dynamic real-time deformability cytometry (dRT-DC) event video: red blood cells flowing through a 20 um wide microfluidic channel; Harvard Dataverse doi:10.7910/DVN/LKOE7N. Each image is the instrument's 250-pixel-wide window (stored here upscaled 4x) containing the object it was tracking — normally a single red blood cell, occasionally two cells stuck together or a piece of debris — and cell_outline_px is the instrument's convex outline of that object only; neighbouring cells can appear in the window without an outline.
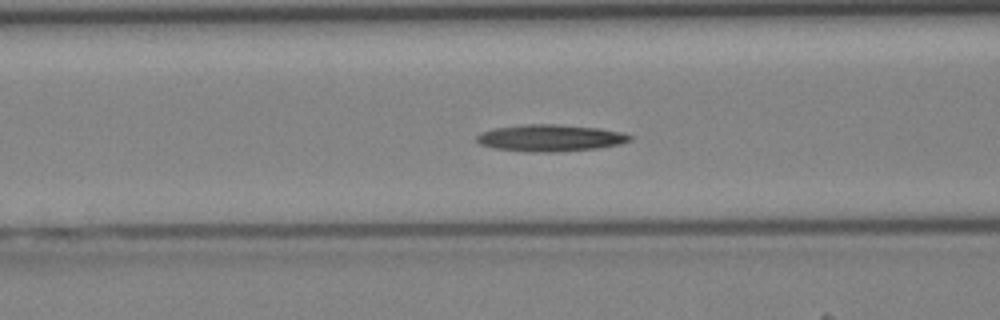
{"species": "Egyptian fruit bat (a non-hibernating species)", "species_latin": "Rousettus aegyptiacus", "temperature_condition": "cold", "stored_images_in_passage": 36, "camera_frame_rate_fps": 3000, "um_per_image_px": 0.085, "animal": {"sex": "female"}, "frame": {"image": 1, "passage_image": 13, "time_ms": 4.0, "image_size_px": [1000, 320], "cell_outline_px": [[632, 140], [620, 144], [596, 148], [552, 152], [532, 152], [496, 148], [480, 144], [476, 140], [476, 136], [480, 132], [492, 128], [524, 124], [556, 124], [600, 128], [620, 132], [632, 136]], "centroid_in_image_um": [46.75, 11.71], "position_along_channel_um": 119.9, "area_um2": 23.87}}
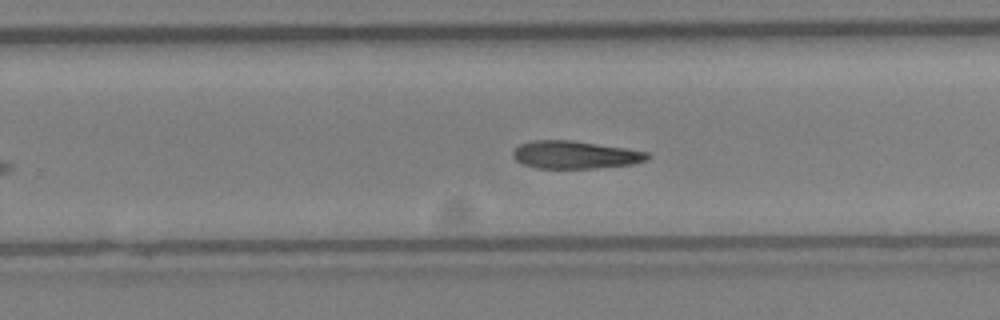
{"frame": {"image": 2, "passage_image": 23, "time_ms": 7.333, "image_size_px": [1000, 320], "cell_outline_px": [[652, 156], [648, 160], [632, 164], [592, 168], [536, 168], [524, 164], [516, 160], [512, 156], [512, 152], [520, 144], [532, 140], [572, 140], [624, 148], [648, 152]], "centroid_in_image_um": [48.88, 13.15], "position_along_channel_um": 280.9, "area_um2": 21.68}}
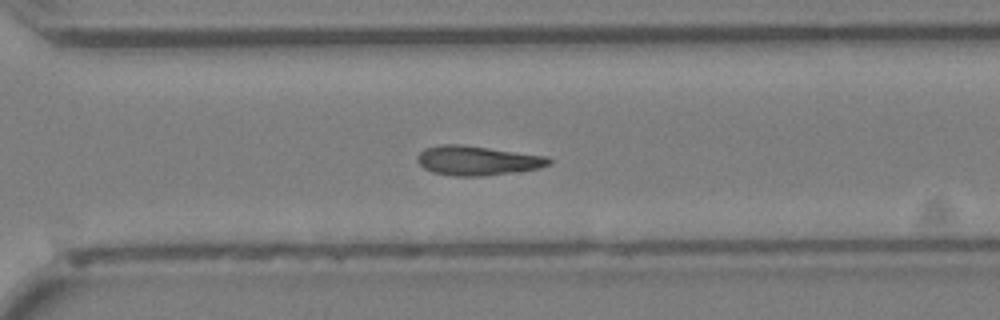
{"frame": {"image": 3, "passage_image": 26, "time_ms": 8.333, "image_size_px": [1000, 320], "cell_outline_px": [[552, 164], [540, 168], [512, 172], [480, 176], [456, 176], [432, 172], [424, 168], [416, 160], [416, 156], [424, 148], [440, 144], [460, 144], [548, 156], [552, 160]], "centroid_in_image_um": [40.57, 13.64], "position_along_channel_um": 330.0, "area_um2": 22.6}}